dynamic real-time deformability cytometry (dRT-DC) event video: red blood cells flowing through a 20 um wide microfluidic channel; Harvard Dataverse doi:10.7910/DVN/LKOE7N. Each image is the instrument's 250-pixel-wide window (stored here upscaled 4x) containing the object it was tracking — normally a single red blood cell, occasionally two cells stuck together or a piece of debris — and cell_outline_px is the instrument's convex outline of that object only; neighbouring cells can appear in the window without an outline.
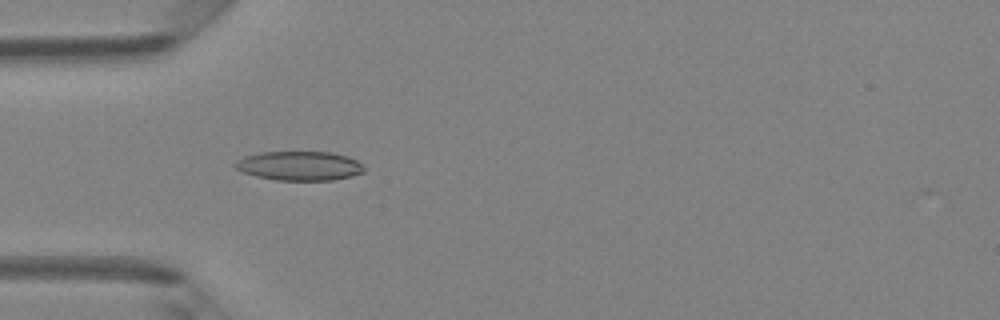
{"species": "Egyptian fruit bat (a non-hibernating species)", "species_latin": "Rousettus aegyptiacus", "temperature_condition": "room temperature", "stored_images_in_passage": 48, "camera_frame_rate_fps": 3000, "um_per_image_px": 0.085, "animal": {"sex": "female"}, "frame": {"image": 1, "passage_image": 15, "time_ms": 4.667, "image_size_px": [1000, 320], "cell_outline_px": [[364, 172], [352, 176], [332, 180], [276, 180], [256, 176], [244, 172], [236, 168], [232, 164], [236, 160], [244, 156], [260, 152], [332, 152], [348, 156], [356, 160], [364, 168]], "centroid_in_image_um": [25.44, 14.09], "position_along_channel_um": 59.6, "area_um2": 21.96}}
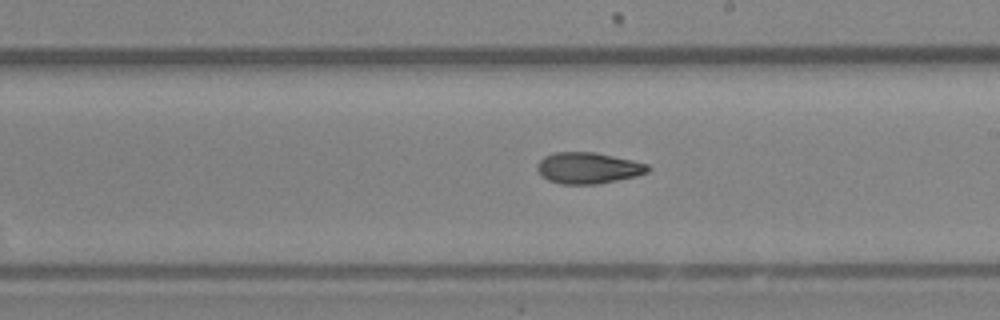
{"frame": {"image": 2, "passage_image": 28, "time_ms": 9.0, "image_size_px": [1000, 320], "cell_outline_px": [[652, 168], [648, 172], [636, 176], [596, 184], [560, 184], [548, 180], [540, 176], [536, 168], [540, 160], [544, 156], [556, 152], [596, 152], [632, 160], [648, 164]], "centroid_in_image_um": [49.98, 14.28], "position_along_channel_um": 239.0, "area_um2": 20.23}}
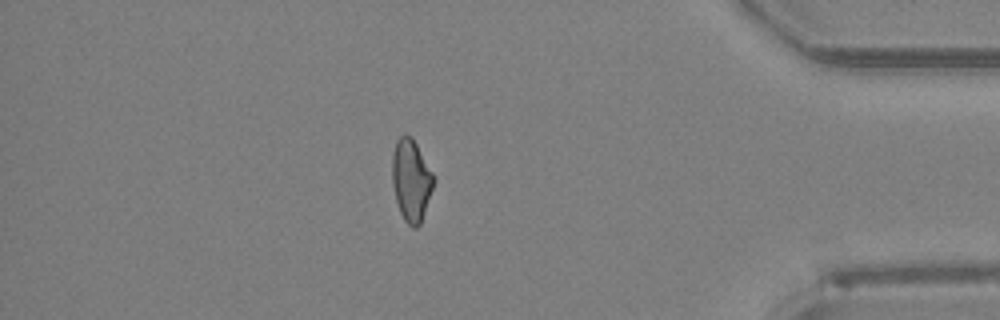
{"frame": {"image": 3, "passage_image": 42, "time_ms": 13.667, "image_size_px": [1000, 320], "cell_outline_px": [[432, 188], [420, 224], [416, 228], [412, 228], [404, 220], [400, 212], [396, 200], [392, 184], [392, 152], [396, 140], [404, 132], [412, 136], [432, 172]], "centroid_in_image_um": [34.9, 15.28], "position_along_channel_um": 400.3, "area_um2": 19.59}, "authors_computed_cell_mechanics": {"area_um2": 20.2878, "velocity_mm_per_s": 4.2294, "shape_relaxation_time_tau1_ms": null, "shape_relaxation_time_tau2_ms": 2.9065, "deformation_change_tau1": null, "deformation_change_tau2": 0.0975}}